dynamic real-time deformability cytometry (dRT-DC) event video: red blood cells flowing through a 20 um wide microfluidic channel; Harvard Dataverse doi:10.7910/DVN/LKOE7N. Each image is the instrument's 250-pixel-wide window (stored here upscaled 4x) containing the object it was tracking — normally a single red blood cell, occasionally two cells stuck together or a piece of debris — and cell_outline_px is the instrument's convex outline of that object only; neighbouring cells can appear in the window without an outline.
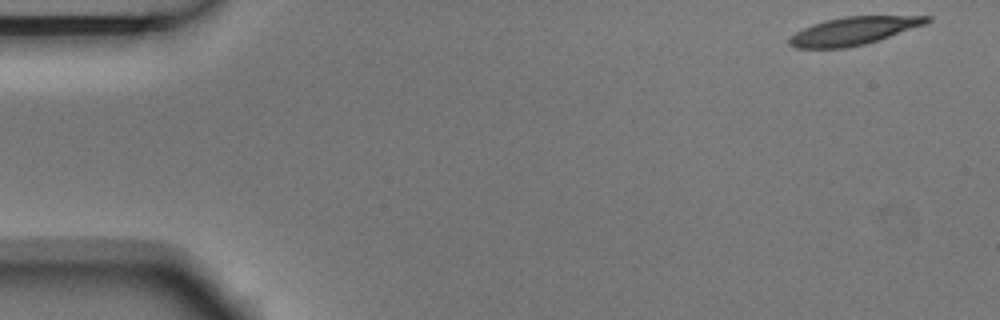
{"species": "Egyptian fruit bat (a non-hibernating species)", "species_latin": "Rousettus aegyptiacus", "temperature_condition": "room temperature", "stored_images_in_passage": 5, "camera_frame_rate_fps": 3000, "um_per_image_px": 0.085, "animal": {"sex": "male"}, "frame": {"image": 1, "passage_image": 1, "time_ms": 0.0, "image_size_px": [1000, 320], "cell_outline_px": [[932, 20], [924, 24], [864, 44], [848, 48], [796, 48], [788, 44], [788, 40], [796, 32], [812, 24], [824, 20], [844, 16], [932, 16]], "centroid_in_image_um": [72.5, 2.62], "position_along_channel_um": 12.5, "area_um2": 22.02}}
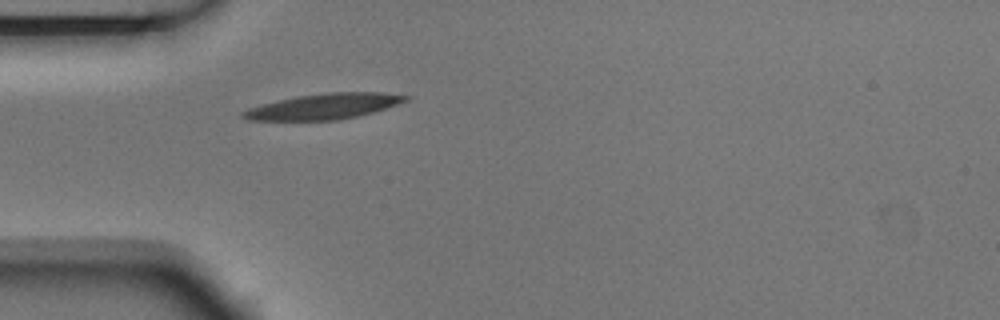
{"frame": {"image": 2, "passage_image": 5, "time_ms": 1.333, "image_size_px": [1000, 320], "cell_outline_px": [[412, 96], [408, 100], [360, 116], [336, 120], [248, 120], [240, 116], [240, 112], [248, 108], [260, 104], [296, 96], [328, 92], [384, 92]], "centroid_in_image_um": [27.5, 9.04], "position_along_channel_um": 57.5, "area_um2": 24.33}}